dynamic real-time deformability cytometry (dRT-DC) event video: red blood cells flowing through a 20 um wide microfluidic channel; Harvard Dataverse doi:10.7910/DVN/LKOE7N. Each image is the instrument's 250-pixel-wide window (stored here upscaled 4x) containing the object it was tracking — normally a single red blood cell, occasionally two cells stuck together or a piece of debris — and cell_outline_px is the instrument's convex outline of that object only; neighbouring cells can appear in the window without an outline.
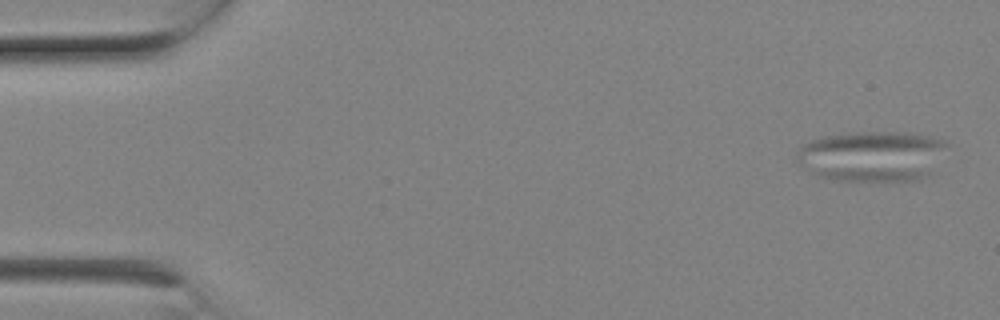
{"species": "Egyptian fruit bat (a non-hibernating species)", "species_latin": "Rousettus aegyptiacus", "temperature_condition": "room temperature", "stored_images_in_passage": 6, "camera_frame_rate_fps": 3000, "um_per_image_px": 0.085, "animal": {"sex": "female"}, "frame": {"image": 1, "passage_image": 1, "time_ms": 0.0, "image_size_px": [1000, 320], "cell_outline_px": [[948, 144], [936, 176], [920, 180], [832, 180], [820, 176], [796, 164], [796, 156], [800, 148], [804, 144], [812, 140], [824, 136], [856, 132], [904, 132], [928, 136], [944, 140]], "centroid_in_image_um": [74.23, 13.29], "position_along_channel_um": 10.8, "area_um2": 44.97}}